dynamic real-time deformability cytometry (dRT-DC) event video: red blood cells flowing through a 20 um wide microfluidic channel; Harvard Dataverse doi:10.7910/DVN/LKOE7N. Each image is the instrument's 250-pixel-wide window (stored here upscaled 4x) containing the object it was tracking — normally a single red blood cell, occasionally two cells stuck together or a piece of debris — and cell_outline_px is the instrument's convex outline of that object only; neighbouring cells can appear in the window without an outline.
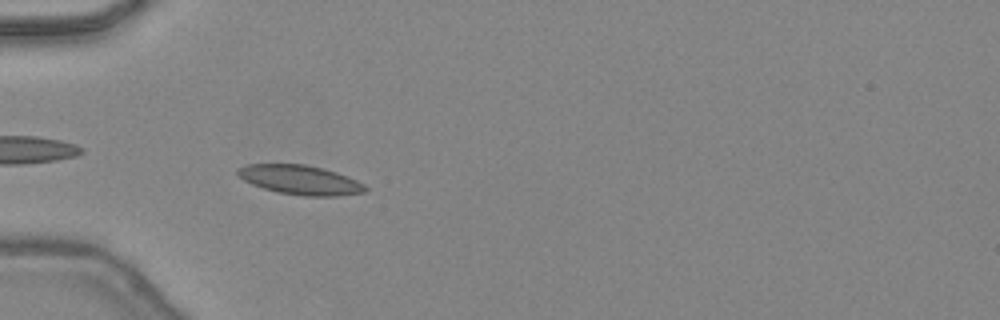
{"species": "common noctule bat (a hibernating species)", "species_latin": "Nyctalus noctula", "temperature_condition": "warm", "stored_images_in_passage": 45, "camera_frame_rate_fps": 3000, "um_per_image_px": 0.085, "animal": {"sex": "female", "body_mass_g": 24.6, "forearm_length_mm": 56.2}, "frame": {"image": 1, "passage_image": 14, "time_ms": 4.333, "image_size_px": [1000, 320], "cell_outline_px": [[368, 192], [336, 196], [304, 196], [276, 192], [252, 184], [244, 180], [236, 172], [236, 168], [248, 164], [304, 164], [336, 172], [356, 180], [364, 184], [368, 188]], "centroid_in_image_um": [25.52, 15.3], "position_along_channel_um": 59.5, "area_um2": 21.79}}
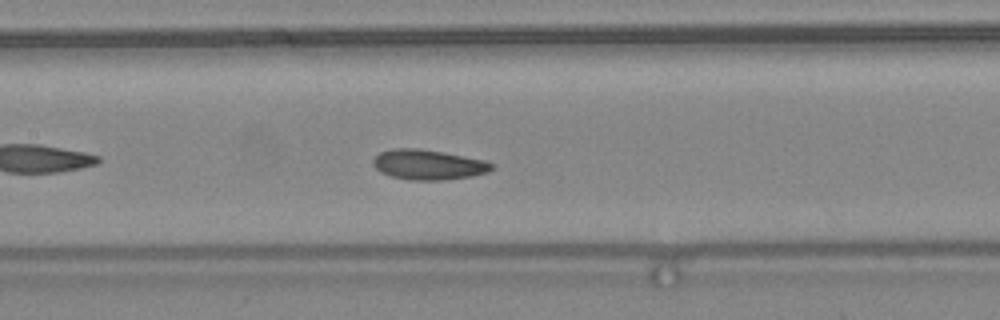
{"frame": {"image": 2, "passage_image": 22, "time_ms": 7.0, "image_size_px": [1000, 320], "cell_outline_px": [[496, 164], [488, 172], [472, 176], [440, 180], [408, 180], [392, 176], [380, 172], [372, 164], [372, 160], [380, 152], [392, 148], [420, 148], [444, 152], [484, 160]], "centroid_in_image_um": [36.39, 13.99], "position_along_channel_um": 171.0, "area_um2": 20.87}}
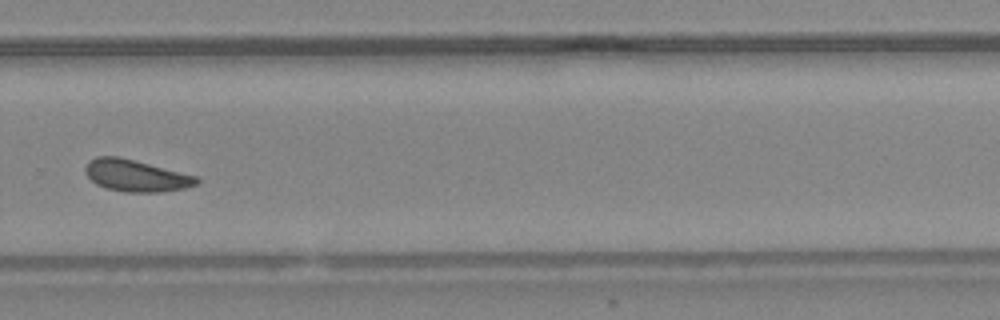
{"frame": {"image": 3, "passage_image": 32, "time_ms": 10.333, "image_size_px": [1000, 320], "cell_outline_px": [[200, 180], [196, 184], [184, 188], [164, 192], [124, 192], [104, 188], [96, 184], [84, 172], [84, 168], [88, 160], [96, 156], [120, 156], [136, 160], [196, 176]], "centroid_in_image_um": [11.51, 14.92], "position_along_channel_um": 318.3, "area_um2": 20.81}, "authors_computed_cell_mechanics": {"area_um2": 20.519, "velocity_mm_per_s": 4.4431, "shape_relaxation_time_tau1_ms": 8.1008, "shape_relaxation_time_tau2_ms": 4.8986, "deformation_change_tau1": 0.1264, "deformation_change_tau2": 0.0996}}